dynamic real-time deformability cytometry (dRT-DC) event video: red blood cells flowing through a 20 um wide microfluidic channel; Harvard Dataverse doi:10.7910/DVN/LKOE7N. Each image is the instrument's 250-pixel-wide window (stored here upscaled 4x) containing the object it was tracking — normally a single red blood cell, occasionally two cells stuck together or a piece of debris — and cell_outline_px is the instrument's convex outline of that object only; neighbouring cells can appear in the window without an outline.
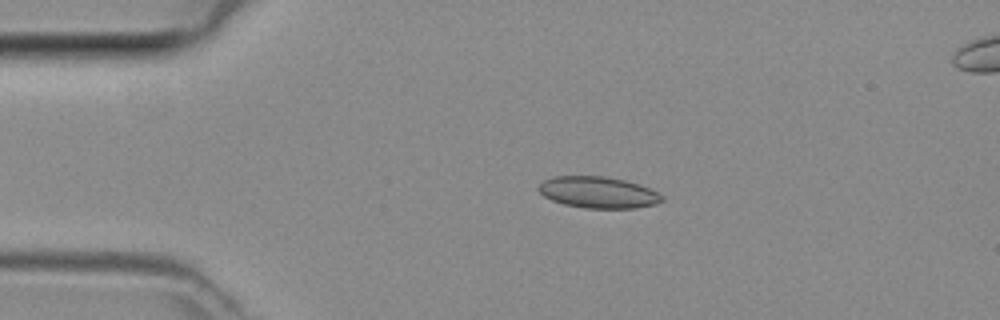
{"species": "common noctule bat (a hibernating species)", "species_latin": "Nyctalus noctula", "temperature_condition": "room temperature", "stored_images_in_passage": 39, "segment_of_instrument_passage": [1, 2], "camera_frame_rate_fps": 3000, "um_per_image_px": 0.085, "animal": {"sex": "female", "body_mass_g": 29.2, "forearm_length_mm": 56.3}, "frame": {"image": 1, "passage_image": 1, "time_ms": 0.0, "image_size_px": [1000, 320], "cell_outline_px": [[664, 200], [656, 204], [636, 208], [584, 208], [564, 204], [552, 200], [544, 196], [536, 188], [544, 180], [552, 176], [604, 176], [624, 180], [648, 188], [664, 196]], "centroid_in_image_um": [50.82, 16.35], "position_along_channel_um": 34.2, "area_um2": 22.54}}
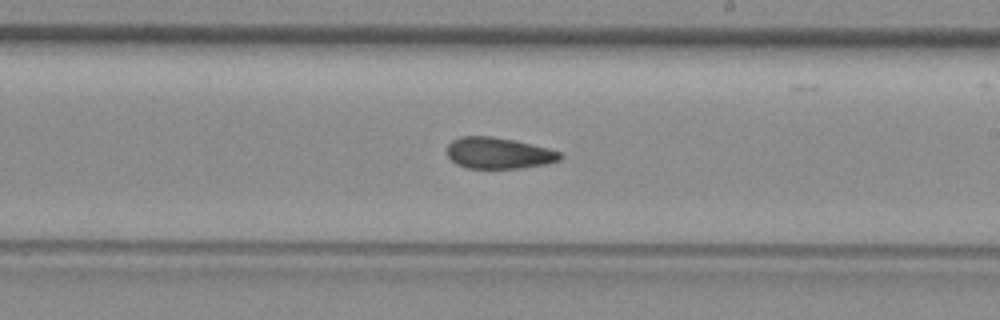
{"frame": {"image": 2, "passage_image": 18, "time_ms": 5.667, "image_size_px": [1000, 320], "cell_outline_px": [[564, 156], [560, 160], [548, 164], [520, 168], [468, 168], [456, 164], [448, 156], [448, 144], [452, 140], [460, 136], [492, 136], [512, 140], [548, 148], [560, 152]], "centroid_in_image_um": [42.39, 13.02], "position_along_channel_um": 246.6, "area_um2": 20.58}}
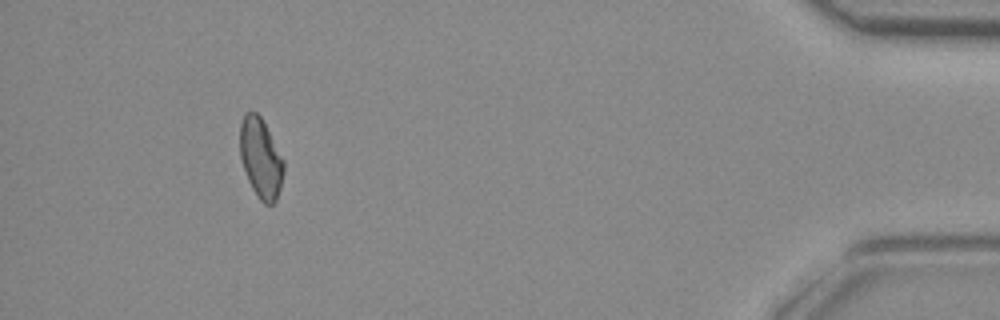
{"frame": {"image": 3, "passage_image": 34, "time_ms": 11.0, "image_size_px": [1000, 320], "cell_outline_px": [[284, 172], [280, 188], [276, 200], [272, 204], [264, 204], [256, 196], [248, 180], [240, 156], [240, 124], [244, 112], [256, 112], [260, 116], [284, 160]], "centroid_in_image_um": [22.16, 13.45], "position_along_channel_um": 413.0, "area_um2": 20.23}}